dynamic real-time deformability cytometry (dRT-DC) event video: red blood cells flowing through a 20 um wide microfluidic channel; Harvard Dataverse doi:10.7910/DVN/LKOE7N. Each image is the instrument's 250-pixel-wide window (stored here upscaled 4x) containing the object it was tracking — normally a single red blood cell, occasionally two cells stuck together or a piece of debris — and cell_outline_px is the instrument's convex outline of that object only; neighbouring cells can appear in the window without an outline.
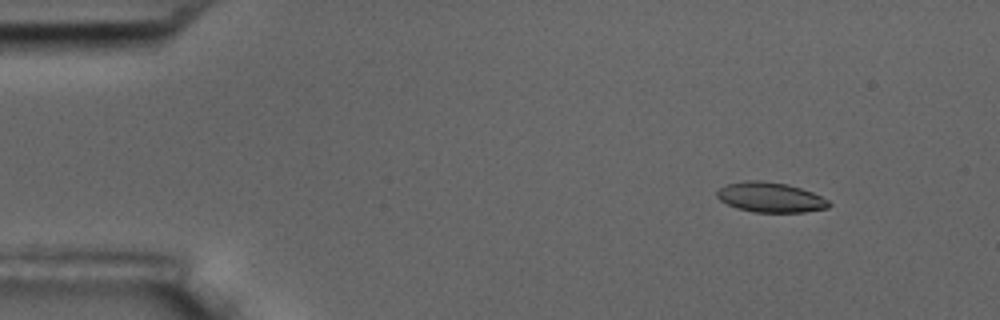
{"species": "common noctule bat (a hibernating species)", "species_latin": "Nyctalus noctula", "temperature_condition": "room temperature", "stored_images_in_passage": 56, "camera_frame_rate_fps": 3000, "um_per_image_px": 0.085, "animal": {"sex": "male", "body_mass_g": 17.5, "forearm_length_mm": 52.3}, "frame": {"image": 1, "passage_image": 7, "time_ms": 2.0, "image_size_px": [1000, 320], "cell_outline_px": [[832, 204], [828, 208], [804, 212], [752, 212], [736, 208], [720, 200], [716, 196], [716, 192], [720, 188], [728, 184], [744, 180], [760, 180], [788, 184], [812, 192], [828, 200]], "centroid_in_image_um": [65.48, 16.77], "position_along_channel_um": 19.5, "area_um2": 19.59}}
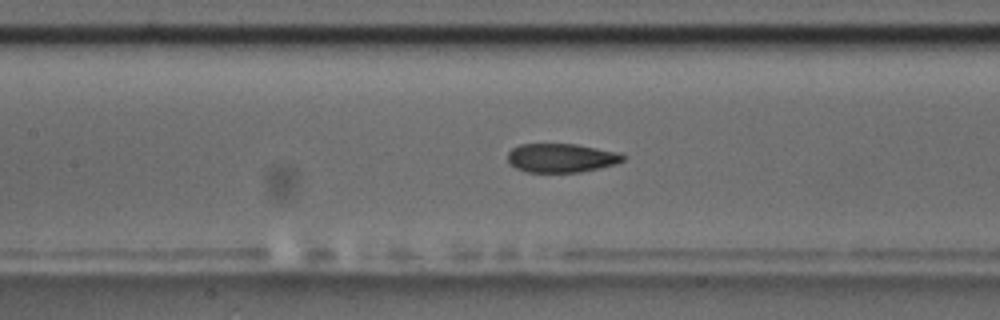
{"frame": {"image": 2, "passage_image": 26, "time_ms": 8.333, "image_size_px": [1000, 320], "cell_outline_px": [[624, 160], [616, 164], [580, 172], [528, 172], [516, 168], [508, 160], [508, 152], [512, 148], [520, 144], [576, 144], [620, 152], [624, 156]], "centroid_in_image_um": [47.72, 13.42], "position_along_channel_um": 159.7, "area_um2": 19.36}}
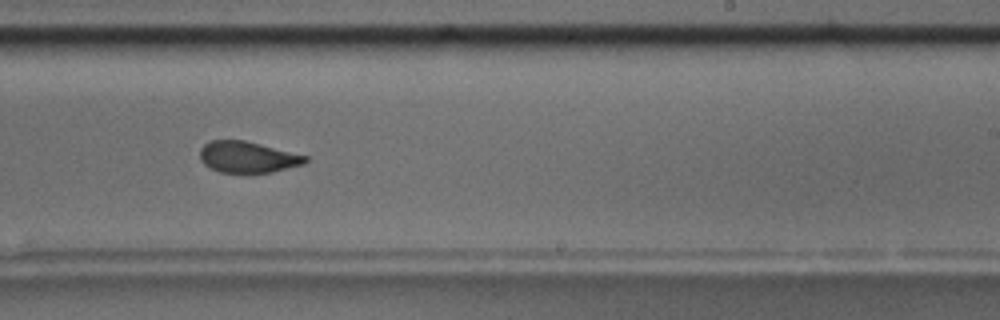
{"frame": {"image": 3, "passage_image": 35, "time_ms": 11.333, "image_size_px": [1000, 320], "cell_outline_px": [[308, 160], [304, 164], [272, 172], [220, 172], [204, 164], [200, 160], [200, 148], [204, 144], [212, 140], [244, 140], [308, 156]], "centroid_in_image_um": [21.04, 13.34], "position_along_channel_um": 268.0, "area_um2": 19.02}, "authors_computed_cell_mechanics": {"area_um2": 20.3456, "velocity_mm_per_s": 3.6246, "shape_relaxation_time_tau1_ms": 7.8658, "shape_relaxation_time_tau2_ms": 1.473, "deformation_change_tau1": 0.1836, "deformation_change_tau2": 0.0694}}